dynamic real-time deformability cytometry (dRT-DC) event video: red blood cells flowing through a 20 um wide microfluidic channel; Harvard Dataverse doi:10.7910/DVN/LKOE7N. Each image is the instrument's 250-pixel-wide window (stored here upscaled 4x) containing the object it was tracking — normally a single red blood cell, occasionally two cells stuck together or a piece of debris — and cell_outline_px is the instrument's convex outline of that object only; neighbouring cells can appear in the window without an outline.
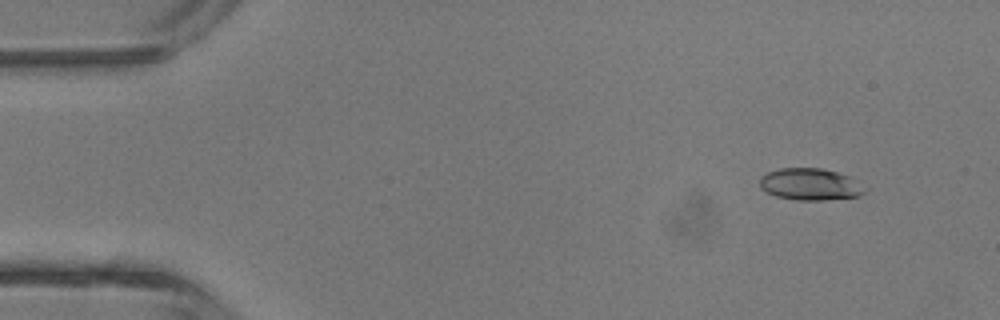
{"species": "common noctule bat (a hibernating species)", "species_latin": "Nyctalus noctula", "temperature_condition": "room temperature", "stored_images_in_passage": 3, "camera_frame_rate_fps": 3000, "um_per_image_px": 0.085, "animal": {"sex": "male", "body_mass_g": 13.3}, "frame": {"image": 1, "passage_image": 1, "time_ms": 0.0, "image_size_px": [1000, 320], "cell_outline_px": [[868, 188], [860, 196], [824, 200], [796, 200], [776, 196], [764, 192], [760, 188], [760, 176], [768, 172], [780, 168], [820, 168], [852, 176]], "centroid_in_image_um": [68.89, 15.67], "position_along_channel_um": 16.1, "area_um2": 19.83}}